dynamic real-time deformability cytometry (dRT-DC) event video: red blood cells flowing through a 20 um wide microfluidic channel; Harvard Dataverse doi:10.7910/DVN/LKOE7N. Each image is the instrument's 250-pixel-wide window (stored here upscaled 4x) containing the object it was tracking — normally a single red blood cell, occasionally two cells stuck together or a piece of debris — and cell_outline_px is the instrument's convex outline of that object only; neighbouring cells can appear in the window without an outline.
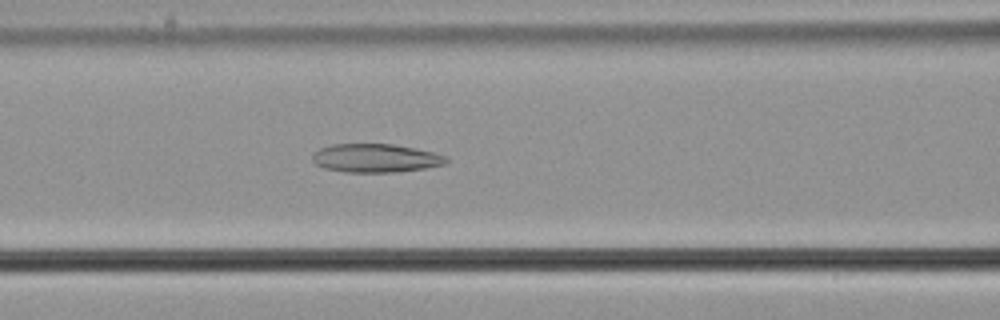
{"species": "common noctule bat (a hibernating species)", "species_latin": "Nyctalus noctula", "temperature_condition": "cold", "stored_images_in_passage": 55, "camera_frame_rate_fps": 3000, "um_per_image_px": 0.085, "animal": {"sex": "male", "body_mass_g": 21.5, "forearm_length_mm": 52.0}, "frame": {"image": 1, "passage_image": 23, "time_ms": 7.333, "image_size_px": [1000, 320], "cell_outline_px": [[448, 160], [444, 164], [424, 168], [396, 172], [344, 172], [324, 168], [316, 164], [312, 160], [312, 156], [320, 148], [332, 144], [392, 144], [432, 152], [448, 156]], "centroid_in_image_um": [31.91, 13.44], "position_along_channel_um": 134.7, "area_um2": 22.08}}
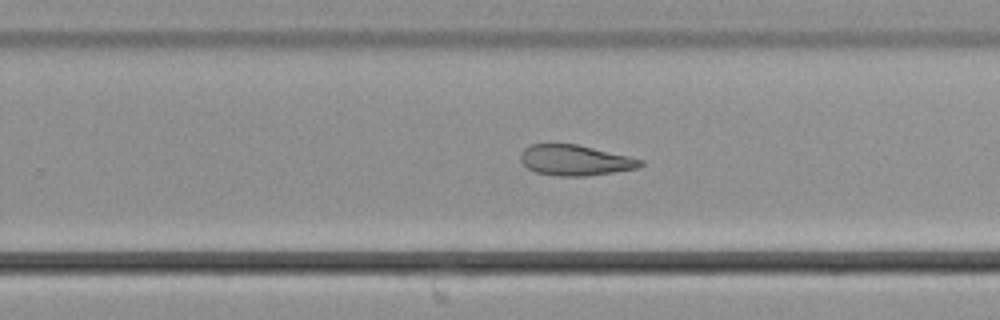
{"frame": {"image": 2, "passage_image": 35, "time_ms": 11.333, "image_size_px": [1000, 320], "cell_outline_px": [[644, 164], [640, 168], [588, 176], [556, 176], [536, 172], [528, 168], [520, 160], [520, 156], [524, 148], [532, 144], [576, 144], [628, 156], [644, 160]], "centroid_in_image_um": [48.91, 13.63], "position_along_channel_um": 280.9, "area_um2": 21.33}}
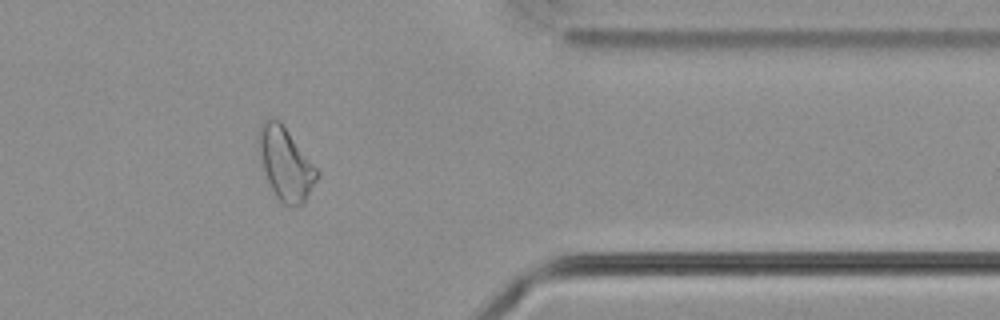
{"frame": {"image": 3, "passage_image": 45, "time_ms": 14.667, "image_size_px": [1000, 320], "cell_outline_px": [[320, 172], [316, 180], [304, 200], [296, 208], [284, 204], [276, 196], [260, 164], [260, 124], [268, 116], [272, 116], [280, 120]], "centroid_in_image_um": [24.27, 13.88], "position_along_channel_um": 387.1, "area_um2": 24.28}, "authors_computed_cell_mechanics": {"area_um2": 25.8944, "velocity_mm_per_s": 3.6654, "shape_relaxation_time_tau1_ms": null, "shape_relaxation_time_tau2_ms": 5.722, "deformation_change_tau1": null, "deformation_change_tau2": 0.1187}}